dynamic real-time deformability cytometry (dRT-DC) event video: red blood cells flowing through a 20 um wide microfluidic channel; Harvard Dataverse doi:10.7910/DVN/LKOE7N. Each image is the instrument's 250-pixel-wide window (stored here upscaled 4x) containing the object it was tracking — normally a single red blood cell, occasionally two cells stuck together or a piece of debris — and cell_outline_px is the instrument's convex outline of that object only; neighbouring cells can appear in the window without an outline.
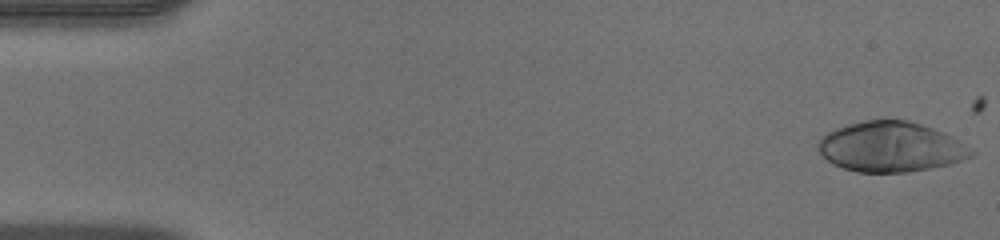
{"species": "human", "species_latin": "Homo sapiens", "temperature_condition": "warm", "stored_images_in_passage": 49, "camera_frame_rate_fps": 3000, "um_per_image_px": 0.085, "donor": {"sex": "male"}, "frame": {"image": 1, "passage_image": 1, "time_ms": 0.0, "image_size_px": [1000, 240], "cell_outline_px": [[976, 152], [972, 156], [948, 164], [908, 172], [856, 172], [832, 164], [816, 148], [816, 144], [820, 136], [844, 124], [864, 120], [908, 120], [944, 132], [952, 136], [972, 148]], "centroid_in_image_um": [75.68, 12.47], "position_along_channel_um": 9.3, "area_um2": 44.8}}
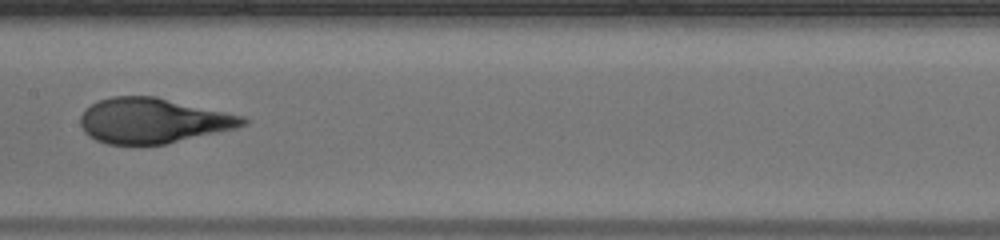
{"frame": {"image": 2, "passage_image": 25, "time_ms": 8.0, "image_size_px": [1000, 240], "cell_outline_px": [[248, 124], [236, 128], [164, 144], [108, 144], [96, 140], [88, 136], [84, 132], [80, 124], [80, 116], [84, 108], [100, 100], [112, 96], [156, 96], [244, 116], [248, 120]], "centroid_in_image_um": [12.98, 10.25], "position_along_channel_um": 194.4, "area_um2": 42.71}}
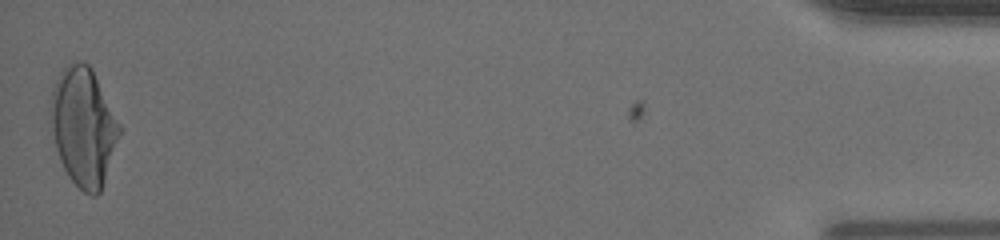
{"frame": {"image": 3, "passage_image": 49, "time_ms": 16.0, "image_size_px": [1000, 240], "cell_outline_px": [[120, 132], [100, 192], [96, 196], [92, 196], [84, 192], [68, 176], [60, 160], [56, 148], [48, 120], [48, 108], [52, 88], [60, 72], [68, 64], [76, 60], [80, 60], [88, 64], [92, 68], [120, 124]], "centroid_in_image_um": [7.04, 10.73], "position_along_channel_um": 428.2, "area_um2": 47.45}, "authors_computed_cell_mechanics": {"area_um2": 43.2344, "velocity_mm_per_s": 4.0928, "shape_relaxation_time_tau1_ms": 5.9543, "shape_relaxation_time_tau2_ms": null, "deformation_change_tau1": 0.2873, "deformation_change_tau2": null}}